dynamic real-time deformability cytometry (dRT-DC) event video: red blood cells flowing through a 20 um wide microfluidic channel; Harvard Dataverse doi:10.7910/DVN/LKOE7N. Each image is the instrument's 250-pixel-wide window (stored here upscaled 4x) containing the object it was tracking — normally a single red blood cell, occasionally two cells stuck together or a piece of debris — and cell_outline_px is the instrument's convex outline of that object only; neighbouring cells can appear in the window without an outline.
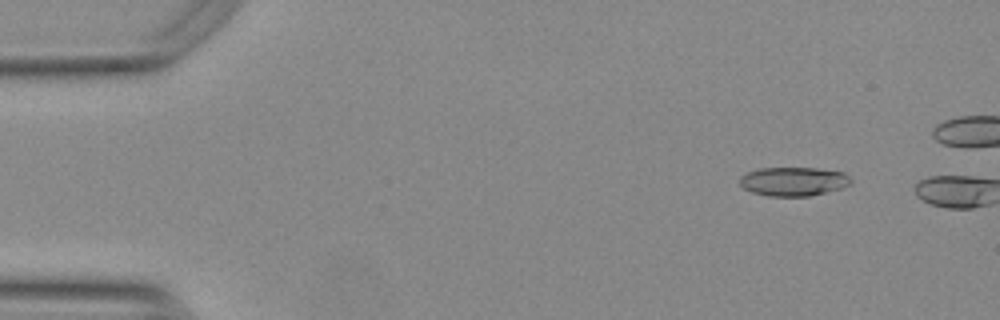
{"species": "Egyptian fruit bat (a non-hibernating species)", "species_latin": "Rousettus aegyptiacus", "temperature_condition": "warm", "stored_images_in_passage": 8, "camera_frame_rate_fps": 3000, "um_per_image_px": 0.085, "animal": {"sex": "female"}, "frame": {"image": 1, "passage_image": 6, "time_ms": 1.667, "image_size_px": [1000, 320], "cell_outline_px": [[852, 184], [840, 188], [808, 196], [768, 196], [752, 192], [744, 188], [740, 184], [740, 176], [748, 172], [760, 168], [816, 168], [844, 172], [852, 180]], "centroid_in_image_um": [67.44, 15.42], "position_along_channel_um": 17.6, "area_um2": 18.61}}